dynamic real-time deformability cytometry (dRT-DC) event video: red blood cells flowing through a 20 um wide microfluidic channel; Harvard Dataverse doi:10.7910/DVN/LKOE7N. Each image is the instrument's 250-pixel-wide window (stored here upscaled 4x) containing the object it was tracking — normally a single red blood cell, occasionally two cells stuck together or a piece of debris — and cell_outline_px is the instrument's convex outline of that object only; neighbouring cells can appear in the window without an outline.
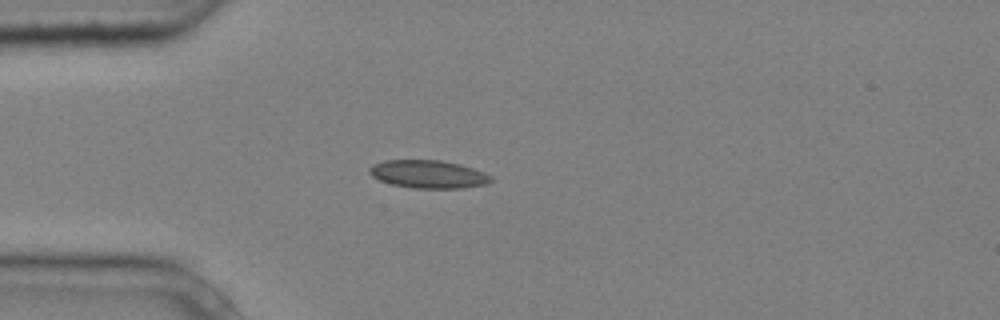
{"species": "common noctule bat (a hibernating species)", "species_latin": "Nyctalus noctula", "temperature_condition": "cold", "stored_images_in_passage": 1, "camera_frame_rate_fps": 3000, "um_per_image_px": 0.085, "animal": {"sex": "male", "body_mass_g": 20.4}, "frame": {"image": 1, "passage_image": 1, "time_ms": 0.0, "image_size_px": [1000, 320], "cell_outline_px": [[492, 180], [488, 184], [464, 188], [416, 188], [392, 184], [380, 180], [372, 176], [368, 172], [368, 168], [372, 164], [384, 160], [440, 160], [460, 164], [484, 172], [492, 176]], "centroid_in_image_um": [36.41, 14.8], "position_along_channel_um": 48.6, "area_um2": 19.88}}